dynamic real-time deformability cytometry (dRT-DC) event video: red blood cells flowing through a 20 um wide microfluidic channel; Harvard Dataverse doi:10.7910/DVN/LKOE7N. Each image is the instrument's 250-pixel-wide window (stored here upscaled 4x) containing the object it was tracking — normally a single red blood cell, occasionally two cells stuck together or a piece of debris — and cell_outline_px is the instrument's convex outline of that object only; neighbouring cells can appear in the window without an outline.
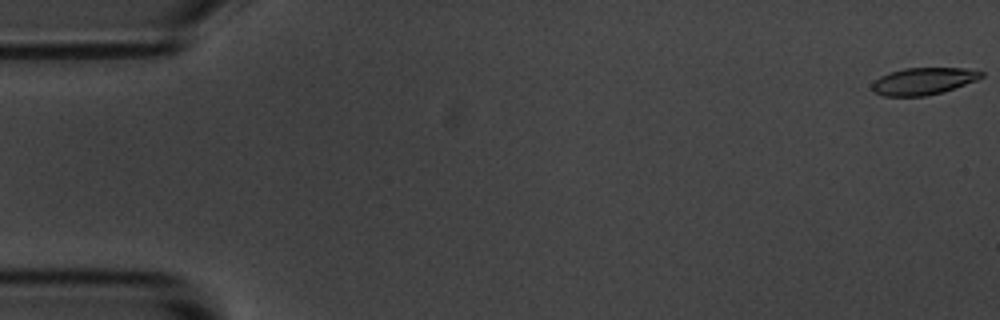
{"species": "common noctule bat (a hibernating species)", "species_latin": "Nyctalus noctula", "temperature_condition": "room temperature", "stored_images_in_passage": 55, "camera_frame_rate_fps": 3000, "um_per_image_px": 0.085, "animal": {"sex": "male", "body_mass_g": 20.1, "forearm_length_mm": 53.5}, "frame": {"image": 1, "passage_image": 1, "time_ms": 0.0, "image_size_px": [1000, 320], "cell_outline_px": [[984, 76], [976, 80], [944, 92], [924, 96], [884, 96], [872, 92], [872, 84], [880, 76], [888, 72], [904, 68], [964, 68], [984, 72]], "centroid_in_image_um": [78.47, 6.9], "position_along_channel_um": 6.5, "area_um2": 17.28}}
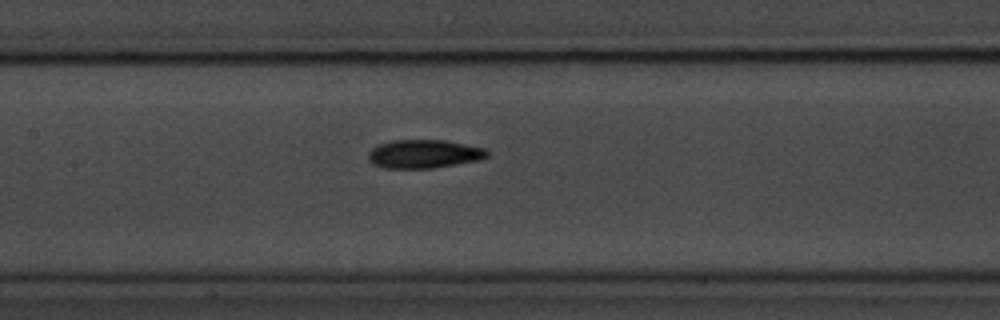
{"frame": {"image": 2, "passage_image": 26, "time_ms": 8.333, "image_size_px": [1000, 320], "cell_outline_px": [[488, 156], [476, 160], [432, 168], [384, 168], [372, 164], [368, 156], [368, 152], [372, 148], [380, 144], [392, 140], [444, 140], [484, 148], [488, 152]], "centroid_in_image_um": [35.98, 13.08], "position_along_channel_um": 171.4, "area_um2": 19.48}}
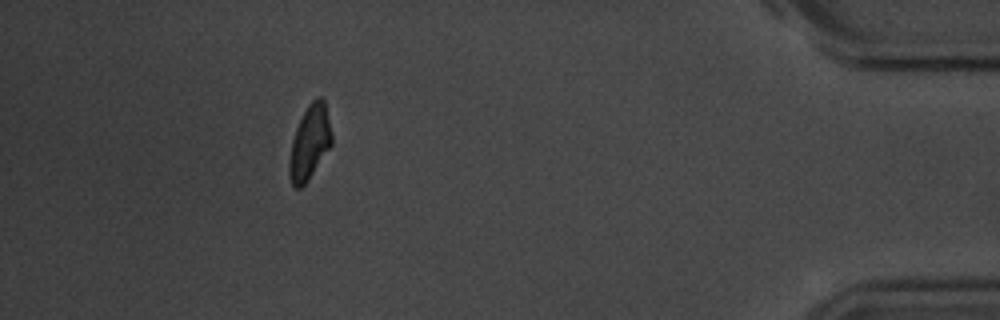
{"frame": {"image": 3, "passage_image": 50, "time_ms": 16.333, "image_size_px": [1000, 320], "cell_outline_px": [[332, 144], [308, 180], [300, 188], [292, 188], [288, 172], [288, 164], [292, 140], [296, 128], [308, 104], [316, 96], [320, 96], [324, 100], [332, 132]], "centroid_in_image_um": [26.31, 12.12], "position_along_channel_um": 408.9, "area_um2": 18.38}, "authors_computed_cell_mechanics": {"area_um2": 18.6694, "velocity_mm_per_s": 3.6693, "shape_relaxation_time_tau1_ms": 3.4036, "shape_relaxation_time_tau2_ms": 5.0407, "deformation_change_tau1": 0.136, "deformation_change_tau2": 0.1171}}